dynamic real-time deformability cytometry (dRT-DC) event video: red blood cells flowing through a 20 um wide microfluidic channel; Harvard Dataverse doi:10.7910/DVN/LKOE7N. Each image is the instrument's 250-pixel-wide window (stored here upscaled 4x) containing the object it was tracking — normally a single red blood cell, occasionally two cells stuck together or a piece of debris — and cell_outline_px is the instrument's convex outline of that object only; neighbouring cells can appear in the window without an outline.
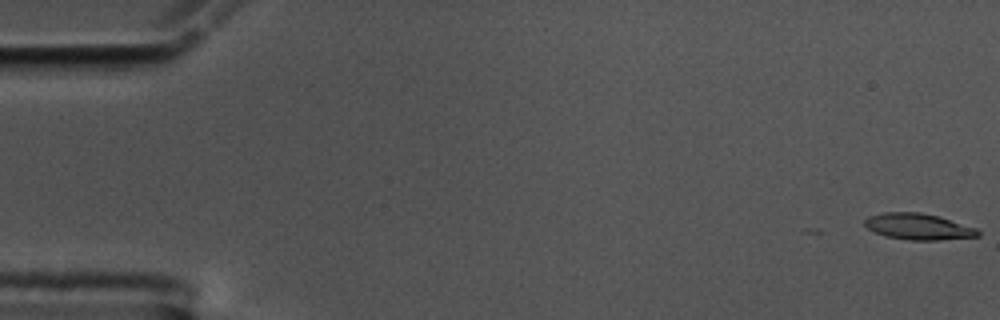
{"species": "common noctule bat (a hibernating species)", "species_latin": "Nyctalus noctula", "temperature_condition": "cold", "stored_images_in_passage": 8, "camera_frame_rate_fps": 3000, "um_per_image_px": 0.085, "animal": {"sex": "male", "body_mass_g": 17.5, "forearm_length_mm": 52.3}, "frame": {"image": 1, "passage_image": 1, "time_ms": 0.0, "image_size_px": [1000, 320], "cell_outline_px": [[980, 236], [940, 240], [908, 240], [884, 236], [868, 228], [864, 224], [864, 220], [868, 216], [884, 212], [920, 212], [936, 216], [976, 228], [980, 232]], "centroid_in_image_um": [78.03, 19.27], "position_along_channel_um": 7.0, "area_um2": 17.17}}